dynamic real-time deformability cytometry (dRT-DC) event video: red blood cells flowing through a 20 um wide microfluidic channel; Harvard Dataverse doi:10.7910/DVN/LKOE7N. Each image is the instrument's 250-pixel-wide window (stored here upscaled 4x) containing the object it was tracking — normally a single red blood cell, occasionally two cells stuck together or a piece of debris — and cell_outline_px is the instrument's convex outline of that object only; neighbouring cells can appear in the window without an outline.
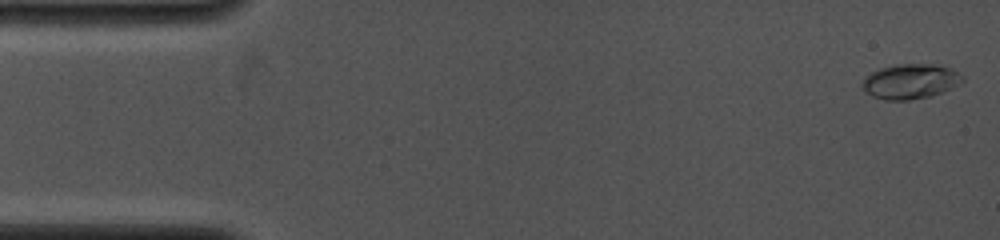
{"species": "common noctule bat (a hibernating species)", "species_latin": "Nyctalus noctula", "temperature_condition": "cold", "stored_images_in_passage": 60, "camera_frame_rate_fps": 4000, "um_per_image_px": 0.085, "animal": {"sex": "female", "body_mass_g": 19.0, "forearm_length_mm": 53.3}, "frame": {"image": 1, "passage_image": 2, "time_ms": 0.25, "image_size_px": [1000, 240], "cell_outline_px": [[964, 80], [960, 84], [932, 96], [908, 100], [884, 100], [872, 96], [864, 92], [860, 84], [864, 76], [880, 68], [896, 64], [936, 64], [948, 68], [964, 76]], "centroid_in_image_um": [77.33, 6.92], "position_along_channel_um": 7.7, "area_um2": 20.58}}
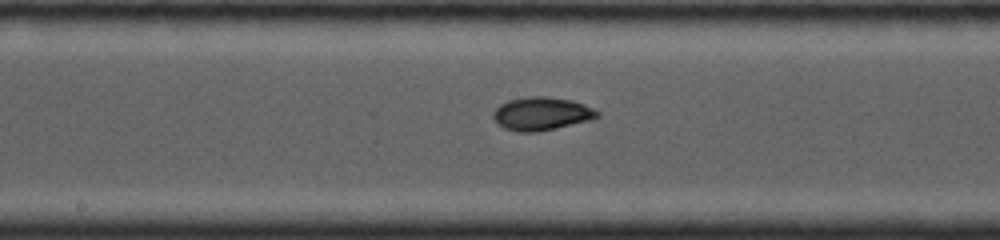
{"frame": {"image": 2, "passage_image": 32, "time_ms": 7.75, "image_size_px": [1000, 240], "cell_outline_px": [[600, 116], [592, 120], [556, 128], [536, 132], [520, 132], [504, 128], [492, 116], [492, 112], [500, 104], [508, 100], [528, 96], [544, 96], [572, 100], [584, 104], [600, 112]], "centroid_in_image_um": [46.05, 9.66], "position_along_channel_um": 202.1, "area_um2": 20.17}}
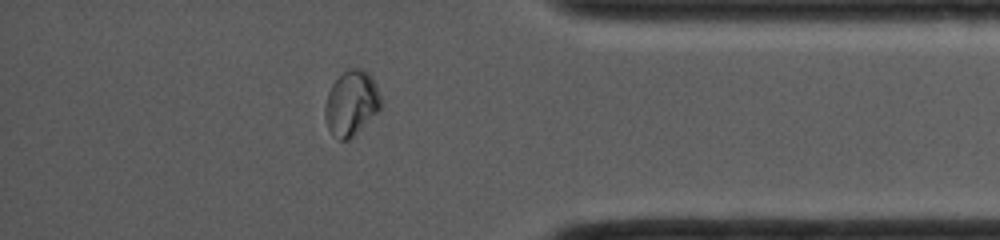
{"frame": {"image": 3, "passage_image": 52, "time_ms": 12.75, "image_size_px": [1000, 240], "cell_outline_px": [[380, 108], [348, 140], [340, 140], [332, 136], [328, 128], [324, 116], [324, 108], [328, 92], [332, 84], [348, 68], [360, 68], [368, 72], [372, 76], [380, 96]], "centroid_in_image_um": [29.83, 8.76], "position_along_channel_um": 405.4, "area_um2": 20.81}}